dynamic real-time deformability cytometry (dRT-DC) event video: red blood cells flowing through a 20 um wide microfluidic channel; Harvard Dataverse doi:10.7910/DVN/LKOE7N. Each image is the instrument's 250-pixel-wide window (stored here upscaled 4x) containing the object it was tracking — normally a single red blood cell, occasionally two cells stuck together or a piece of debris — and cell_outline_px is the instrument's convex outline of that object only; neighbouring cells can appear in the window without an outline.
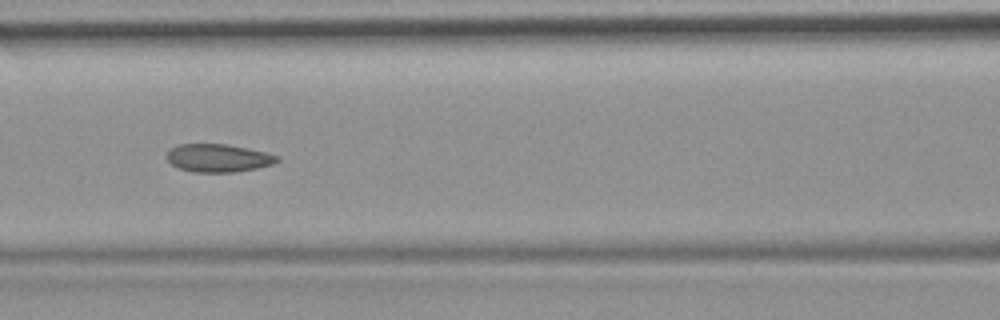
{"species": "common noctule bat (a hibernating species)", "species_latin": "Nyctalus noctula", "temperature_condition": "room temperature", "stored_images_in_passage": 53, "camera_frame_rate_fps": 3000, "um_per_image_px": 0.085, "animal": {"sex": "female", "body_mass_g": 19.9}, "frame": {"image": 1, "passage_image": 23, "time_ms": 7.333, "image_size_px": [1000, 320], "cell_outline_px": [[280, 160], [272, 164], [256, 168], [232, 172], [192, 172], [180, 168], [172, 164], [168, 160], [168, 152], [172, 148], [180, 144], [228, 144], [248, 148], [280, 156]], "centroid_in_image_um": [18.58, 13.43], "position_along_channel_um": 148.0, "area_um2": 17.8}, "authors_computed_cell_mechanics": {"area_um2": 19.074, "velocity_mm_per_s": 3.7994, "shape_relaxation_time_tau1_ms": null, "shape_relaxation_time_tau2_ms": 2.5791, "deformation_change_tau1": null, "deformation_change_tau2": 0.0672}}